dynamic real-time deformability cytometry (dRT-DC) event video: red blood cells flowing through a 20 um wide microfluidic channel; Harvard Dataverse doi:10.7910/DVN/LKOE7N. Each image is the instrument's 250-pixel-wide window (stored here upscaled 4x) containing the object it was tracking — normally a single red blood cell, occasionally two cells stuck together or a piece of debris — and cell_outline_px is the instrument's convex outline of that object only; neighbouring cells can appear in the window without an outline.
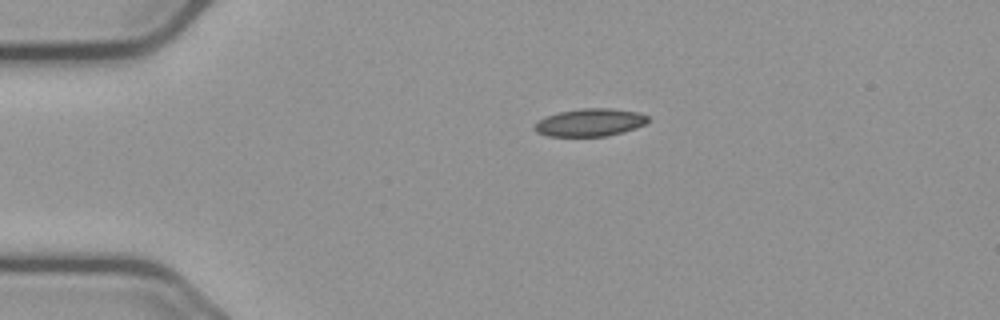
{"species": "common noctule bat (a hibernating species)", "species_latin": "Nyctalus noctula", "temperature_condition": "cold", "stored_images_in_passage": 45, "camera_frame_rate_fps": 3000, "um_per_image_px": 0.085, "animal": {"sex": "male", "body_mass_g": 23.1, "forearm_length_mm": 52.7}, "frame": {"image": 1, "passage_image": 1, "time_ms": 0.0, "image_size_px": [1000, 320], "cell_outline_px": [[652, 120], [636, 128], [624, 132], [608, 136], [548, 136], [536, 132], [532, 128], [540, 120], [548, 116], [560, 112], [580, 108], [612, 108], [640, 112], [648, 116]], "centroid_in_image_um": [50.21, 10.41], "position_along_channel_um": 34.8, "area_um2": 18.44}}
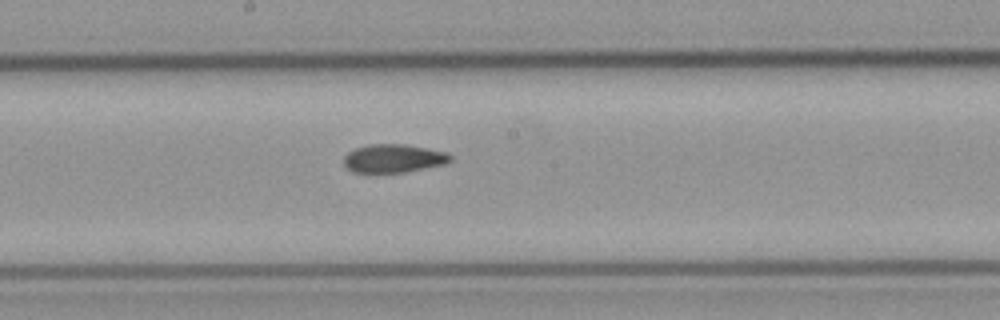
{"frame": {"image": 2, "passage_image": 19, "time_ms": 6.0, "image_size_px": [1000, 320], "cell_outline_px": [[452, 160], [444, 164], [404, 172], [352, 172], [344, 164], [344, 156], [348, 152], [356, 148], [368, 144], [404, 144], [428, 148], [448, 152], [452, 156]], "centroid_in_image_um": [33.46, 13.45], "position_along_channel_um": 214.7, "area_um2": 17.57}}
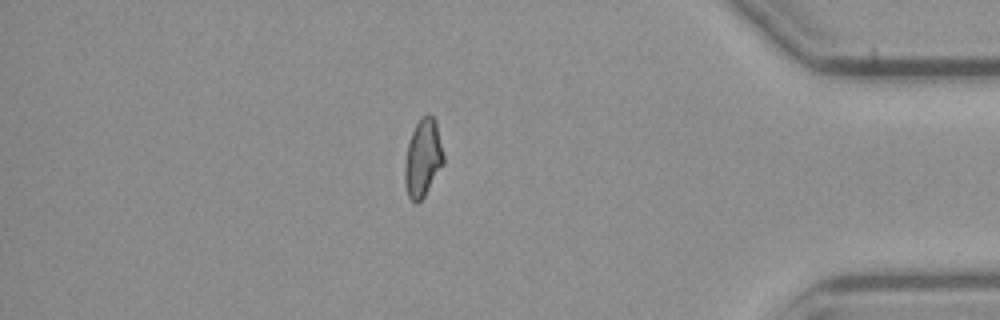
{"frame": {"image": 3, "passage_image": 37, "time_ms": 12.0, "image_size_px": [1000, 320], "cell_outline_px": [[444, 164], [424, 196], [416, 204], [408, 196], [404, 184], [404, 164], [408, 144], [412, 132], [416, 124], [428, 112], [436, 120], [444, 156]], "centroid_in_image_um": [35.95, 13.44], "position_along_channel_um": 399.3, "area_um2": 17.57}, "authors_computed_cell_mechanics": {"area_um2": 18.0336, "velocity_mm_per_s": 3.6962, "shape_relaxation_time_tau1_ms": null, "shape_relaxation_time_tau2_ms": 5.1459, "deformation_change_tau1": null, "deformation_change_tau2": 0.1033}}